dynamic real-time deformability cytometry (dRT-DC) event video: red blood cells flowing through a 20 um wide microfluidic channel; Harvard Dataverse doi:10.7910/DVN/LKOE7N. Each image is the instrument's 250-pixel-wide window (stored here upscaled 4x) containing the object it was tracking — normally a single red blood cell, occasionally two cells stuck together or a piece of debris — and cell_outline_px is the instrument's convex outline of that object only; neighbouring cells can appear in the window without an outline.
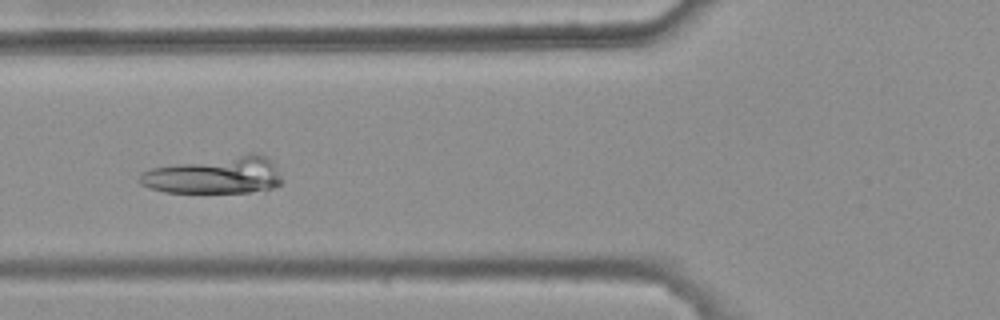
{"species": "common noctule bat (a hibernating species)", "species_latin": "Nyctalus noctula", "temperature_condition": "warm", "stored_images_in_passage": 5, "camera_frame_rate_fps": 3000, "um_per_image_px": 0.085, "animal": {"sex": "female", "body_mass_g": 25.1}, "frame": {"image": 1, "passage_image": 5, "time_ms": 1.333, "image_size_px": [1000, 320], "cell_outline_px": [[280, 184], [272, 188], [248, 192], [164, 192], [140, 184], [136, 180], [140, 172], [152, 168], [248, 152], [252, 152], [264, 156], [272, 164], [280, 180]], "centroid_in_image_um": [18.19, 14.89], "position_along_channel_um": 107.6, "area_um2": 30.35}}